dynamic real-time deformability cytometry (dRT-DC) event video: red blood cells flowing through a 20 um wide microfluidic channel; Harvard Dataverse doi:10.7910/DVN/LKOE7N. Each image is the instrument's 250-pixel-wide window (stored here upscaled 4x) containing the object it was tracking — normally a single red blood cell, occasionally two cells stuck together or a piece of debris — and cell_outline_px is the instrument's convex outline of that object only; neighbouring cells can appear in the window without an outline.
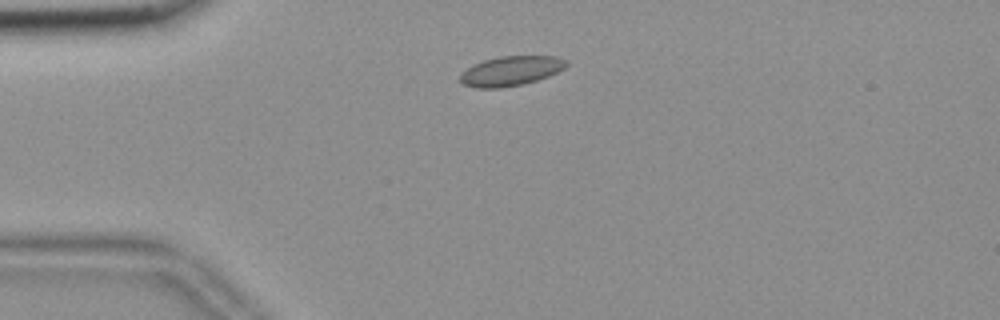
{"species": "common noctule bat (a hibernating species)", "species_latin": "Nyctalus noctula", "temperature_condition": "room temperature", "stored_images_in_passage": 49, "camera_frame_rate_fps": 3000, "um_per_image_px": 0.085, "animal": {"sex": "female", "body_mass_g": 18.4}, "frame": {"image": 1, "passage_image": 7, "time_ms": 2.0, "image_size_px": [1000, 320], "cell_outline_px": [[568, 64], [564, 68], [548, 76], [524, 84], [500, 88], [476, 88], [464, 84], [460, 80], [460, 72], [472, 64], [484, 60], [500, 56], [560, 56], [568, 60]], "centroid_in_image_um": [43.42, 6.02], "position_along_channel_um": 41.6, "area_um2": 18.5}}
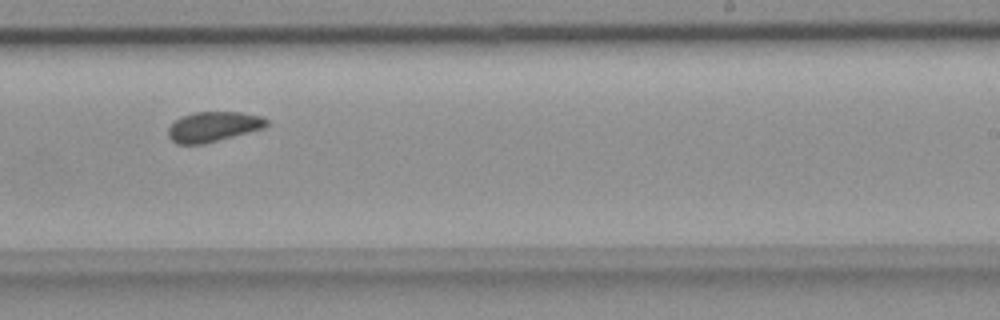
{"frame": {"image": 2, "passage_image": 28, "time_ms": 9.0, "image_size_px": [1000, 320], "cell_outline_px": [[268, 128], [204, 144], [176, 144], [168, 136], [168, 128], [180, 116], [192, 112], [240, 112], [260, 116], [268, 120]], "centroid_in_image_um": [18.16, 10.77], "position_along_channel_um": 270.8, "area_um2": 17.51}}
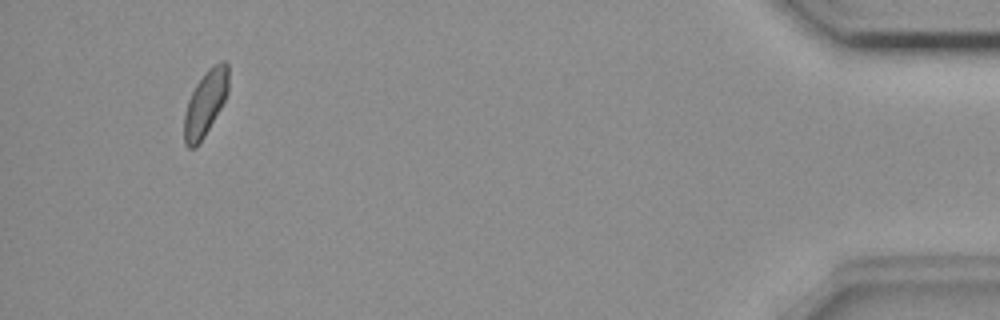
{"frame": {"image": 3, "passage_image": 46, "time_ms": 15.0, "image_size_px": [1000, 320], "cell_outline_px": [[228, 92], [220, 108], [204, 136], [196, 148], [188, 148], [184, 144], [184, 112], [188, 100], [196, 84], [208, 68], [220, 60], [224, 60], [228, 64]], "centroid_in_image_um": [17.44, 8.76], "position_along_channel_um": 417.8, "area_um2": 16.82}, "authors_computed_cell_mechanics": {"area_um2": 17.5712, "velocity_mm_per_s": 3.6461, "shape_relaxation_time_tau1_ms": null, "shape_relaxation_time_tau2_ms": 2.7345, "deformation_change_tau1": null, "deformation_change_tau2": 0.0673}}